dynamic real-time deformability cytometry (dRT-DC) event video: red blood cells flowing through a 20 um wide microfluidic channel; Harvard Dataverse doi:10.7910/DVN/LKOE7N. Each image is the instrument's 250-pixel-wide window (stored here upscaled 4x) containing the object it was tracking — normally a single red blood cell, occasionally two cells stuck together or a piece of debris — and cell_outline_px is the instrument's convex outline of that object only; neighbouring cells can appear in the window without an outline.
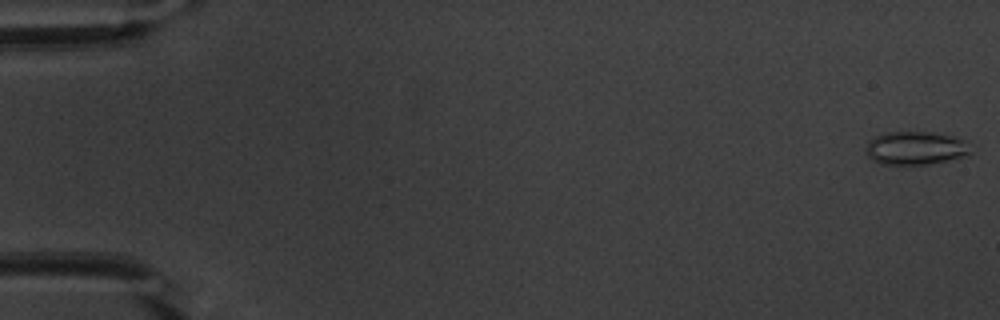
{"species": "common noctule bat (a hibernating species)", "species_latin": "Nyctalus noctula", "temperature_condition": "warm", "stored_images_in_passage": 53, "camera_frame_rate_fps": 3000, "um_per_image_px": 0.085, "animal": {"sex": "male", "body_mass_g": 20.1, "forearm_length_mm": 53.5}, "frame": {"image": 1, "passage_image": 1, "time_ms": 0.0, "image_size_px": [1000, 320], "cell_outline_px": [[972, 152], [968, 156], [928, 164], [880, 164], [868, 156], [864, 148], [868, 140], [884, 132], [932, 132], [952, 136], [960, 140]], "centroid_in_image_um": [77.76, 12.59], "position_along_channel_um": 7.2, "area_um2": 20.17}}
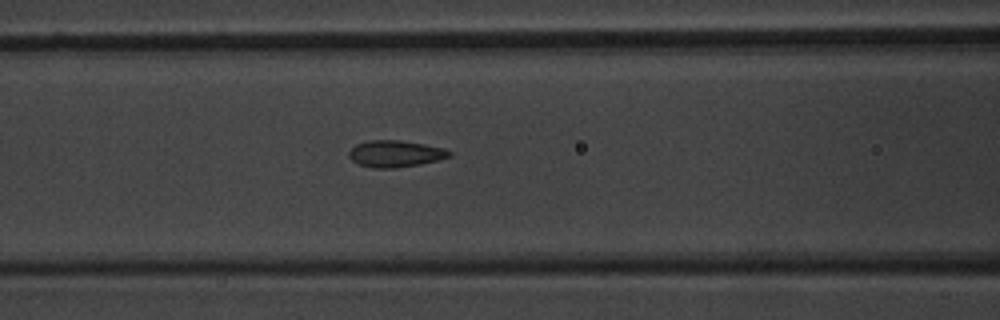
{"frame": {"image": 2, "passage_image": 23, "time_ms": 7.333, "image_size_px": [1000, 320], "cell_outline_px": [[452, 156], [420, 164], [396, 168], [372, 168], [360, 164], [352, 160], [348, 156], [348, 152], [356, 144], [368, 140], [400, 140], [424, 144], [444, 148], [452, 152]], "centroid_in_image_um": [33.6, 13.06], "position_along_channel_um": 133.0, "area_um2": 15.61}}
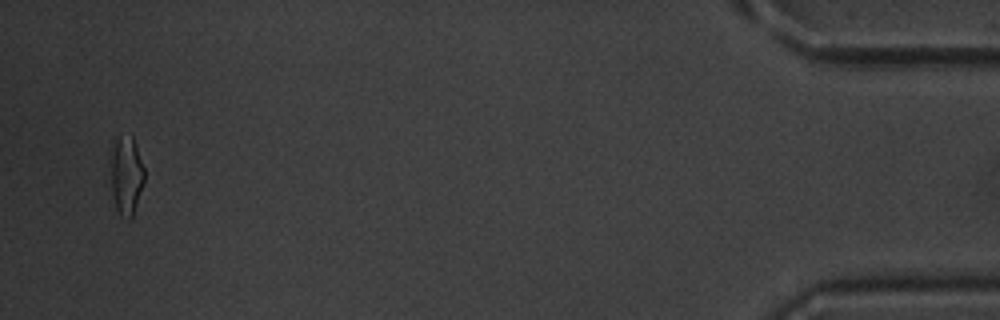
{"frame": {"image": 3, "passage_image": 52, "time_ms": 17.0, "image_size_px": [1000, 320], "cell_outline_px": [[144, 180], [132, 216], [128, 220], [120, 216], [116, 208], [112, 196], [108, 148], [112, 140], [120, 136], [132, 136], [136, 144], [144, 168]], "centroid_in_image_um": [10.67, 14.83], "position_along_channel_um": 424.5, "area_um2": 16.01}, "authors_computed_cell_mechanics": {"area_um2": 15.4326, "velocity_mm_per_s": 3.8429, "shape_relaxation_time_tau1_ms": 6.1286, "shape_relaxation_time_tau2_ms": 1.0558, "deformation_change_tau1": 0.1604, "deformation_change_tau2": 0.074}}